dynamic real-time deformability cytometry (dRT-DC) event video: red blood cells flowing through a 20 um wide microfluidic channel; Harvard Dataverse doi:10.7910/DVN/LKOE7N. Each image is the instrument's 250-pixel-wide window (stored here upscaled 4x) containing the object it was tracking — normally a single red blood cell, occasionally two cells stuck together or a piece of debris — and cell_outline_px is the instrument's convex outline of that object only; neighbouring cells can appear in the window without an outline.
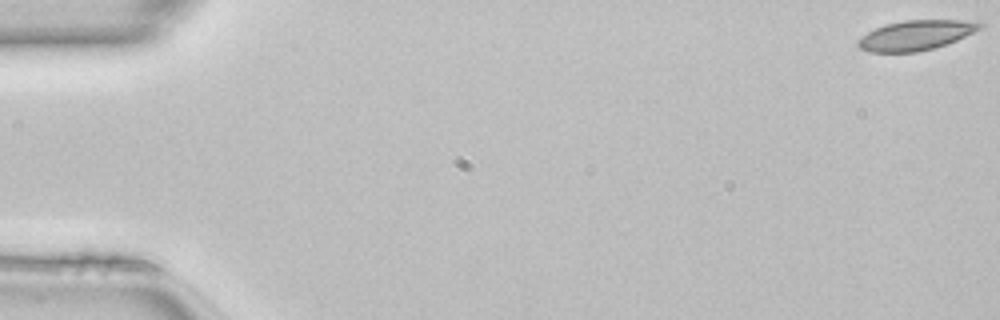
{"species": "common noctule bat (a hibernating species)", "species_latin": "Nyctalus noctula", "temperature_condition": "room temperature", "stored_images_in_passage": 50, "camera_frame_rate_fps": 3000, "um_per_image_px": 0.085, "animal": {"sex": "female", "body_mass_g": 22.7, "forearm_length_mm": 54.2}, "frame": {"image": 1, "passage_image": 1, "time_ms": 0.0, "image_size_px": [1000, 320], "cell_outline_px": [[984, 24], [980, 28], [956, 40], [932, 48], [916, 52], [868, 52], [860, 48], [856, 44], [868, 32], [884, 24], [904, 20], [980, 20]], "centroid_in_image_um": [77.87, 2.98], "position_along_channel_um": 7.1, "area_um2": 20.98}}
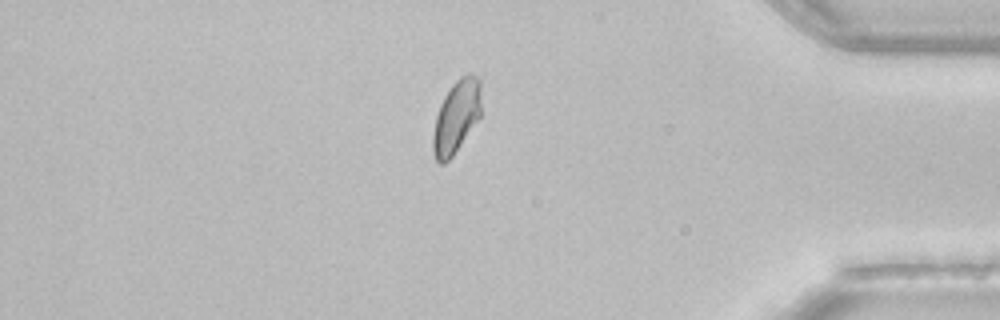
{"frame": {"image": 2, "passage_image": 43, "time_ms": 14.0, "image_size_px": [1000, 320], "cell_outline_px": [[480, 116], [452, 156], [444, 164], [440, 164], [436, 160], [432, 152], [432, 136], [436, 116], [440, 104], [444, 96], [452, 84], [460, 76], [468, 72], [472, 72], [480, 80]], "centroid_in_image_um": [38.77, 9.89], "position_along_channel_um": 396.4, "area_um2": 20.4}}
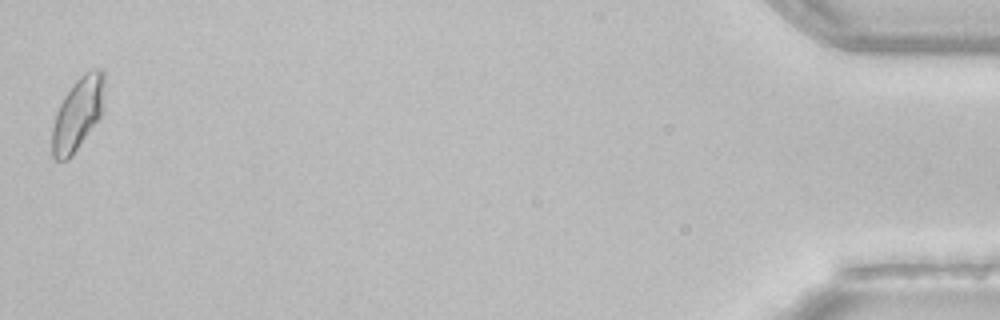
{"frame": {"image": 3, "passage_image": 50, "time_ms": 16.333, "image_size_px": [1000, 320], "cell_outline_px": [[104, 108], [100, 116], [72, 156], [68, 160], [56, 160], [52, 156], [52, 128], [56, 112], [64, 96], [72, 84], [84, 72], [96, 68], [100, 68], [104, 72]], "centroid_in_image_um": [6.62, 9.65], "position_along_channel_um": 428.6, "area_um2": 22.25}, "authors_computed_cell_mechanics": {"area_um2": 20.9814, "velocity_mm_per_s": 4.1162, "shape_relaxation_time_tau1_ms": null, "shape_relaxation_time_tau2_ms": 6.2974, "deformation_change_tau1": null, "deformation_change_tau2": 0.0541}}